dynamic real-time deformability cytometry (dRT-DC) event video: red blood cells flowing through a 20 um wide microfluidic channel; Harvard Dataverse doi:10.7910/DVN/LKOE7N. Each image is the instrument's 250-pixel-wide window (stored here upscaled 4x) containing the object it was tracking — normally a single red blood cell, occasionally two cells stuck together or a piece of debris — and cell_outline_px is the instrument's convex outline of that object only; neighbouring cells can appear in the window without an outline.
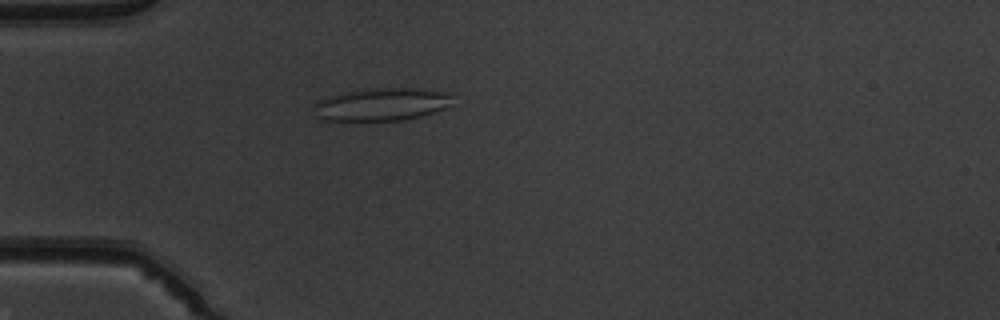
{"species": "common noctule bat (a hibernating species)", "species_latin": "Nyctalus noctula", "temperature_condition": "warm", "stored_images_in_passage": 46, "camera_frame_rate_fps": 3000, "um_per_image_px": 0.085, "animal": {"sex": "male", "body_mass_g": 19.5, "forearm_length_mm": 54.6}, "frame": {"image": 1, "passage_image": 10, "time_ms": 3.0, "image_size_px": [1000, 320], "cell_outline_px": [[452, 104], [444, 108], [420, 116], [404, 120], [324, 120], [316, 116], [312, 104], [328, 96], [360, 88], [420, 88], [448, 92]], "centroid_in_image_um": [32.4, 8.85], "position_along_channel_um": 52.6, "area_um2": 26.53}}
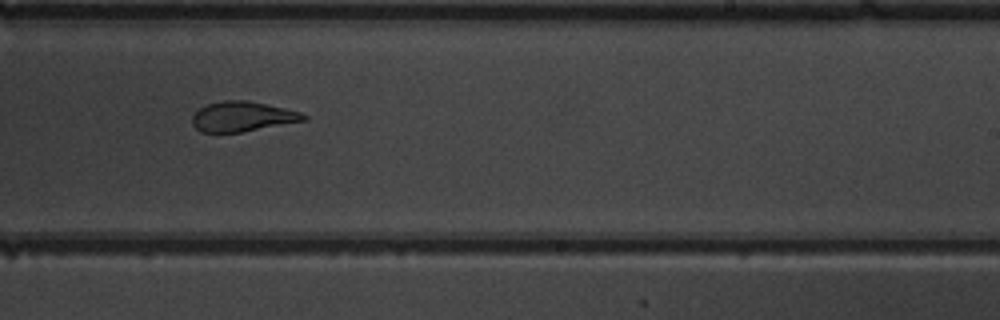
{"frame": {"image": 2, "passage_image": 27, "time_ms": 8.667, "image_size_px": [1000, 320], "cell_outline_px": [[308, 120], [240, 132], [200, 132], [192, 124], [192, 116], [204, 104], [220, 100], [248, 100], [284, 108], [300, 112], [308, 116]], "centroid_in_image_um": [20.59, 9.89], "position_along_channel_um": 268.4, "area_um2": 19.54}}
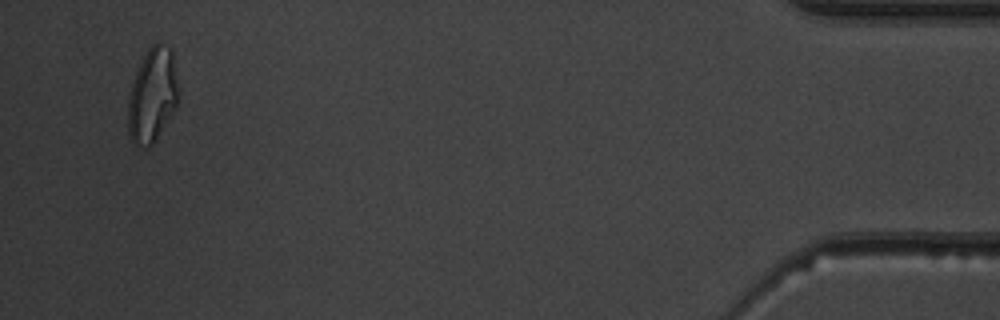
{"frame": {"image": 3, "passage_image": 44, "time_ms": 14.333, "image_size_px": [1000, 320], "cell_outline_px": [[180, 96], [176, 108], [156, 140], [148, 148], [136, 148], [128, 132], [128, 96], [136, 72], [148, 48], [156, 40], [172, 48]], "centroid_in_image_um": [12.97, 8.11], "position_along_channel_um": 422.2, "area_um2": 28.26}, "authors_computed_cell_mechanics": {"area_um2": 22.5131, "velocity_mm_per_s": 4.0187, "shape_relaxation_time_tau1_ms": null, "shape_relaxation_time_tau2_ms": 1.6022, "deformation_change_tau1": null, "deformation_change_tau2": 0.1095}}